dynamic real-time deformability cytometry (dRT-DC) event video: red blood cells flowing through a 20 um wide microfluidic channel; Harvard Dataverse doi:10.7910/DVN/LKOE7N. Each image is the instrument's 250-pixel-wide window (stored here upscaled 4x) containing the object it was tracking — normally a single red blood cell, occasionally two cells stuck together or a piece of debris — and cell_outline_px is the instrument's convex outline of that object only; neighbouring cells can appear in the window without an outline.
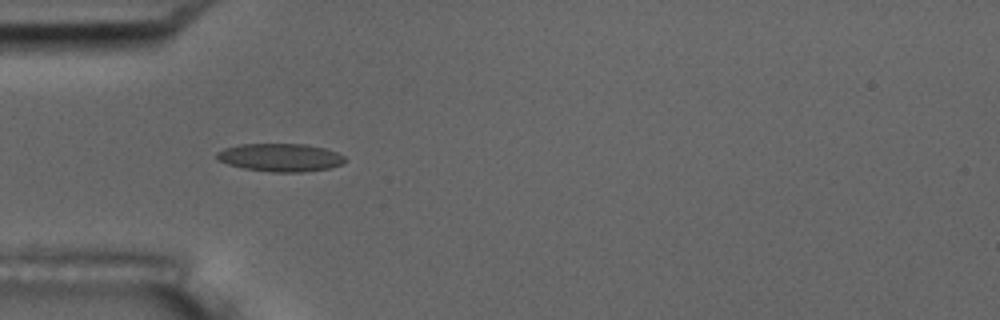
{"species": "common noctule bat (a hibernating species)", "species_latin": "Nyctalus noctula", "temperature_condition": "room temperature", "stored_images_in_passage": 56, "camera_frame_rate_fps": 3000, "um_per_image_px": 0.085, "animal": {"sex": "male", "body_mass_g": 17.5, "forearm_length_mm": 52.3}, "frame": {"image": 1, "passage_image": 17, "time_ms": 5.333, "image_size_px": [1000, 320], "cell_outline_px": [[348, 160], [344, 164], [328, 168], [300, 172], [272, 172], [244, 168], [228, 164], [216, 160], [216, 152], [224, 148], [240, 144], [304, 144], [324, 148], [336, 152], [344, 156]], "centroid_in_image_um": [23.82, 13.38], "position_along_channel_um": 61.2, "area_um2": 20.98}}
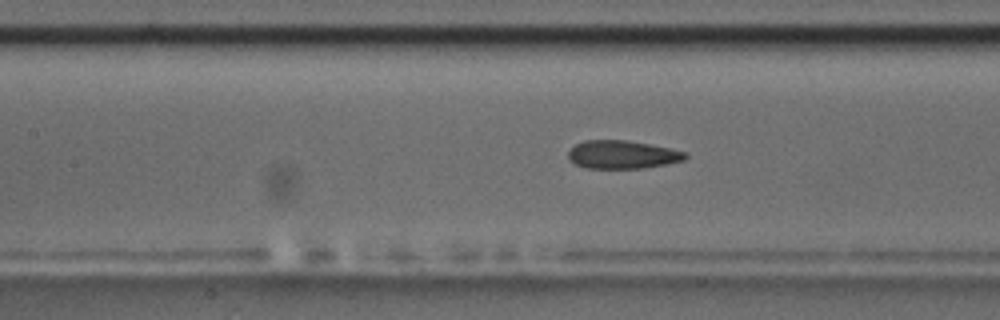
{"frame": {"image": 2, "passage_image": 25, "time_ms": 8.0, "image_size_px": [1000, 320], "cell_outline_px": [[688, 156], [684, 160], [644, 168], [588, 168], [576, 164], [568, 160], [568, 152], [576, 144], [584, 140], [624, 140], [648, 144], [688, 152]], "centroid_in_image_um": [52.89, 13.14], "position_along_channel_um": 154.5, "area_um2": 19.07}, "authors_computed_cell_mechanics": {"area_um2": 19.8254, "velocity_mm_per_s": 3.5692, "shape_relaxation_time_tau1_ms": null, "shape_relaxation_time_tau2_ms": 2.4093, "deformation_change_tau1": null, "deformation_change_tau2": 0.0813}}